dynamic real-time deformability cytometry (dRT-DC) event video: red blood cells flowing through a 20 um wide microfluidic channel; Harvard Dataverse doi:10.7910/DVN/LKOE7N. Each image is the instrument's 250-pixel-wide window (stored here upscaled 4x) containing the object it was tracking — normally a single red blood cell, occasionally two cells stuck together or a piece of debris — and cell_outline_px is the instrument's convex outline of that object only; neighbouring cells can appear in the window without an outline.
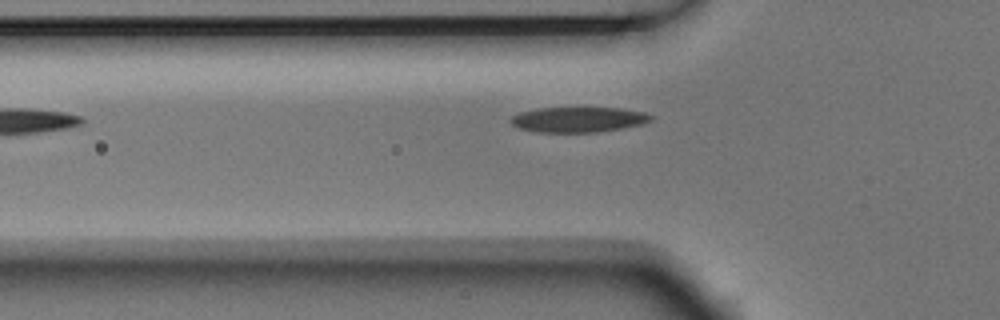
{"species": "Egyptian fruit bat (a non-hibernating species)", "species_latin": "Rousettus aegyptiacus", "temperature_condition": "room temperature", "stored_images_in_passage": 8, "camera_frame_rate_fps": 3000, "um_per_image_px": 0.085, "animal": {"sex": "male"}, "frame": {"image": 1, "passage_image": 4, "time_ms": 1.0, "image_size_px": [1000, 320], "cell_outline_px": [[652, 120], [640, 124], [620, 128], [596, 132], [536, 132], [520, 128], [512, 124], [508, 120], [512, 116], [520, 112], [536, 108], [580, 104], [620, 108], [644, 112], [652, 116]], "centroid_in_image_um": [49.11, 10.09], "position_along_channel_um": 76.7, "area_um2": 21.68}}
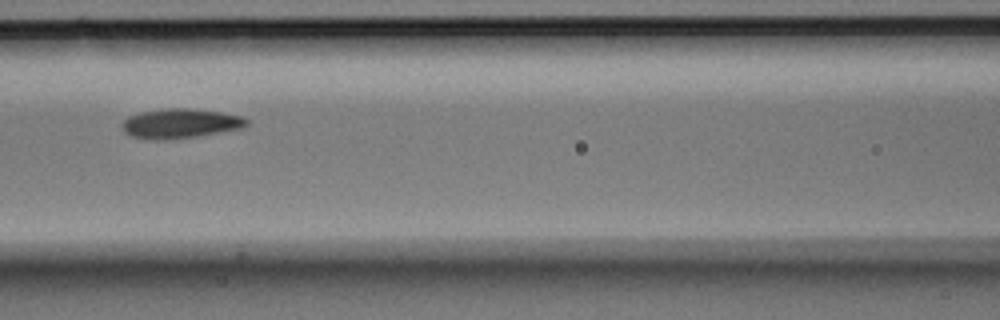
{"frame": {"image": 2, "passage_image": 6, "time_ms": 1.667, "image_size_px": [1000, 320], "cell_outline_px": [[248, 124], [240, 128], [196, 136], [164, 140], [156, 140], [132, 136], [124, 132], [120, 124], [128, 116], [140, 112], [164, 108], [188, 108], [220, 112], [240, 116], [248, 120]], "centroid_in_image_um": [15.26, 10.48], "position_along_channel_um": 151.3, "area_um2": 21.27}}
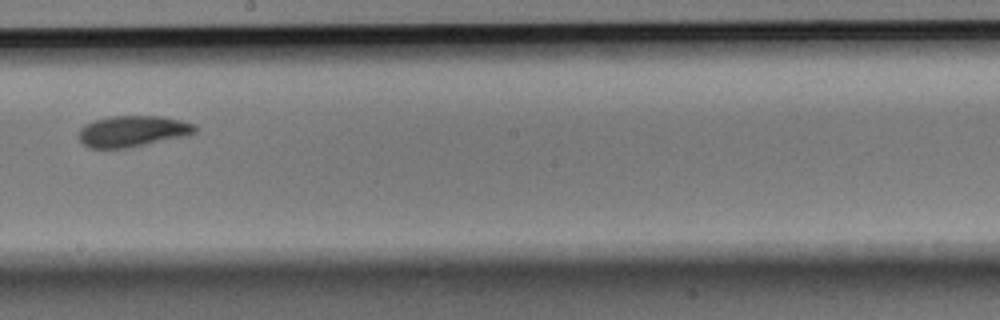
{"frame": {"image": 3, "passage_image": 8, "time_ms": 2.333, "image_size_px": [1000, 320], "cell_outline_px": [[196, 132], [188, 136], [124, 148], [88, 148], [80, 140], [80, 128], [84, 124], [108, 116], [160, 116], [180, 120], [192, 124], [196, 128]], "centroid_in_image_um": [11.27, 11.15], "position_along_channel_um": 236.9, "area_um2": 20.92}}